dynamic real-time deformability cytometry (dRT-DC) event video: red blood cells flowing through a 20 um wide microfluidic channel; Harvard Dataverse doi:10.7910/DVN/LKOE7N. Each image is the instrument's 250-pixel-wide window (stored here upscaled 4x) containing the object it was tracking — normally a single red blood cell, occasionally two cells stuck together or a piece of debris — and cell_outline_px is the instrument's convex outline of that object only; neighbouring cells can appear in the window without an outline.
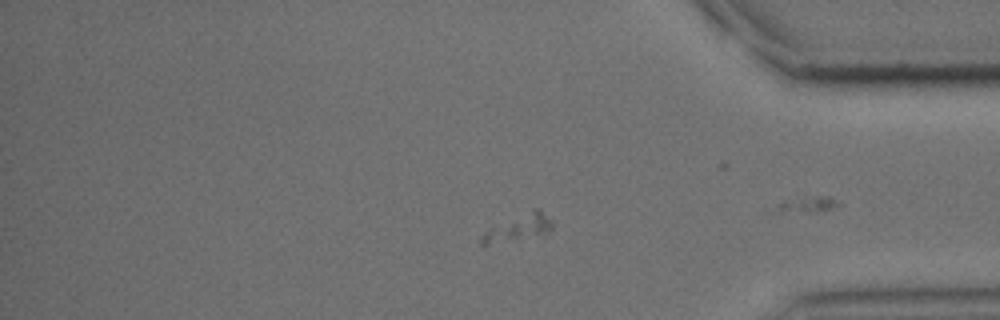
{"species": "common noctule bat (a hibernating species)", "species_latin": "Nyctalus noctula", "temperature_condition": "cold", "stored_images_in_passage": 37, "camera_frame_rate_fps": 3000, "um_per_image_px": 0.085, "animal": {"sex": "male", "body_mass_g": 15.6}, "frame": {"image": 1, "passage_image": 34, "time_ms": 11.0, "image_size_px": [1000, 320], "cell_outline_px": [[552, 228], [544, 232], [488, 244], [480, 244], [480, 236], [484, 232], [532, 208], [540, 208], [552, 220]], "centroid_in_image_um": [44.09, 19.29], "position_along_channel_um": 391.1, "area_um2": 10.06}}